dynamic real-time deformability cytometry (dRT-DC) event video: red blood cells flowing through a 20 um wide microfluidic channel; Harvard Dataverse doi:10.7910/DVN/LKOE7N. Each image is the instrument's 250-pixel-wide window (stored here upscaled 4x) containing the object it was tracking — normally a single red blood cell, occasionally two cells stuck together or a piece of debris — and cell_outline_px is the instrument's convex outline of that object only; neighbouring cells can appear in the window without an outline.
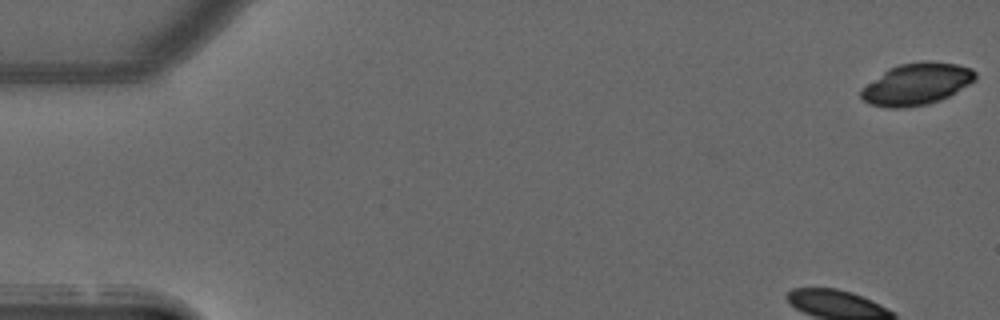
{"species": "common noctule bat (a hibernating species)", "species_latin": "Nyctalus noctula", "temperature_condition": "warm", "stored_images_in_passage": 50, "camera_frame_rate_fps": 3000, "um_per_image_px": 0.085, "animal": {"sex": "male", "forearm_length_mm": 52.5}, "frame": {"image": 1, "passage_image": 1, "time_ms": 0.0, "image_size_px": [1000, 320], "cell_outline_px": [[976, 80], [956, 92], [940, 100], [928, 104], [904, 108], [888, 108], [868, 104], [860, 96], [860, 92], [868, 84], [888, 68], [900, 64], [928, 60], [956, 64], [972, 68], [976, 72]], "centroid_in_image_um": [77.94, 7.14], "position_along_channel_um": 7.1, "area_um2": 27.8}}
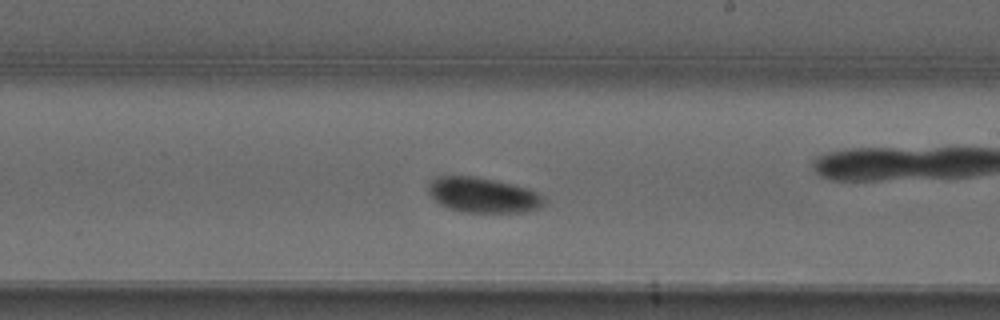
{"frame": {"image": 2, "passage_image": 28, "time_ms": 9.0, "image_size_px": [1000, 320], "cell_outline_px": [[544, 204], [540, 208], [528, 212], [460, 212], [448, 208], [440, 204], [428, 192], [428, 180], [432, 176], [476, 176], [524, 188], [536, 192], [544, 200]], "centroid_in_image_um": [40.98, 16.58], "position_along_channel_um": 248.0, "area_um2": 23.58}}
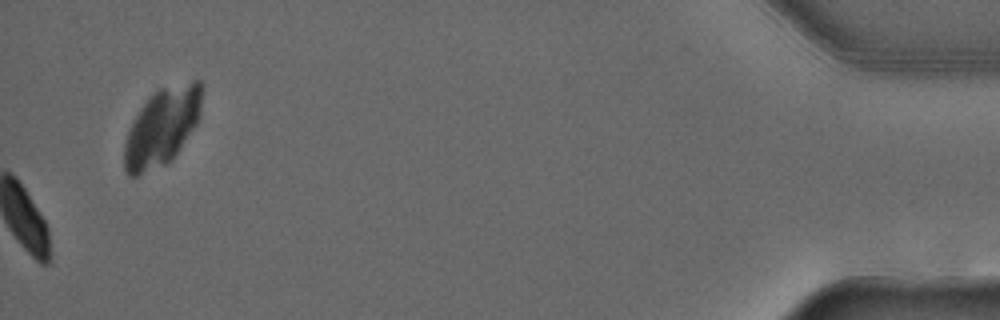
{"frame": {"image": 3, "passage_image": 50, "time_ms": 16.333, "image_size_px": [1000, 320], "cell_outline_px": [[204, 88], [200, 112], [196, 124], [172, 160], [164, 164], [136, 176], [128, 176], [124, 168], [124, 144], [128, 132], [140, 108], [148, 96], [160, 88], [192, 80], [200, 80], [204, 84]], "centroid_in_image_um": [13.79, 10.74], "position_along_channel_um": 421.4, "area_um2": 35.14}, "authors_computed_cell_mechanics": {"area_um2": 22.3397, "velocity_mm_per_s": 3.9553, "shape_relaxation_time_tau1_ms": 4.4774, "shape_relaxation_time_tau2_ms": null, "deformation_change_tau1": 0.0985, "deformation_change_tau2": null}}